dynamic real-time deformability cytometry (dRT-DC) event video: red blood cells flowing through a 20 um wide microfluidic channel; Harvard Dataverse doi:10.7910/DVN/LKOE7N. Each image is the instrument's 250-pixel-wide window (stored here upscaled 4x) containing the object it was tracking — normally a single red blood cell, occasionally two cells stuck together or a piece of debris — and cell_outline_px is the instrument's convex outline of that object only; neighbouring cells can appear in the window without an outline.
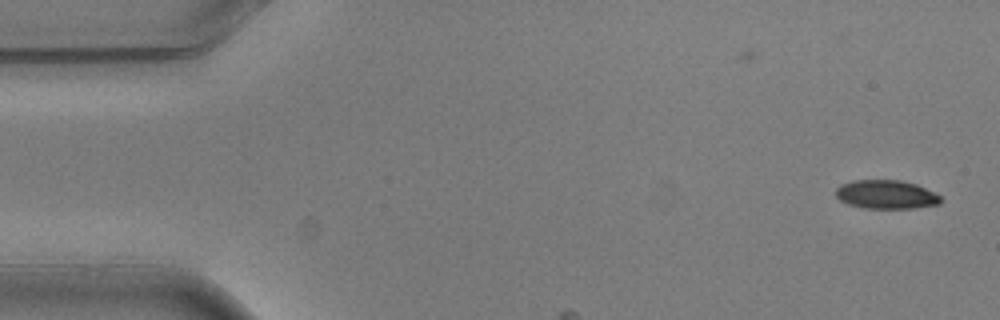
{"species": "common noctule bat (a hibernating species)", "species_latin": "Nyctalus noctula", "temperature_condition": "warm", "stored_images_in_passage": 3, "camera_frame_rate_fps": 3000, "um_per_image_px": 0.085, "animal": {"sex": "male", "body_mass_g": 20.5, "forearm_length_mm": 52.5}, "frame": {"image": 1, "passage_image": 1, "time_ms": 0.0, "image_size_px": [1000, 320], "cell_outline_px": [[940, 204], [916, 208], [864, 208], [848, 204], [840, 200], [836, 196], [836, 188], [840, 184], [852, 180], [900, 180], [916, 184], [940, 196]], "centroid_in_image_um": [75.29, 16.53], "position_along_channel_um": 9.7, "area_um2": 17.51}}